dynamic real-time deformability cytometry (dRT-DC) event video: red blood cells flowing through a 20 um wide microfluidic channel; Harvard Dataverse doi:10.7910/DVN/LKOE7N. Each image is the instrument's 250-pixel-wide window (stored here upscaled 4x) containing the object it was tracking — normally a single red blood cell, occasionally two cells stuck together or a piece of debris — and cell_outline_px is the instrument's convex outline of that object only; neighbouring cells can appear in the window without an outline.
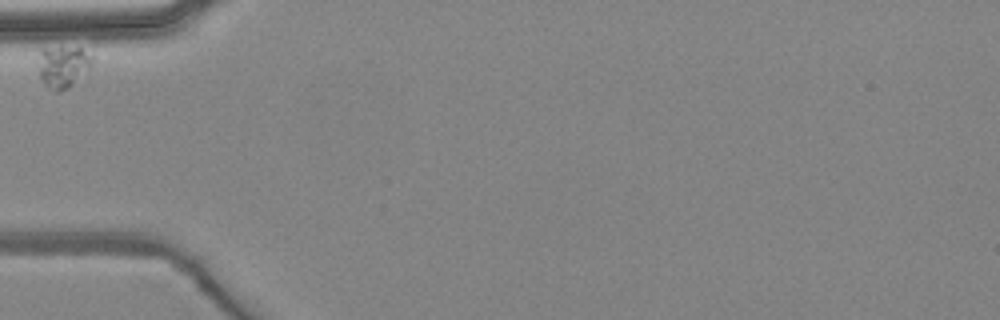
{"species": "common noctule bat (a hibernating species)", "species_latin": "Nyctalus noctula", "temperature_condition": "warm", "stored_images_in_passage": 5, "camera_frame_rate_fps": 3000, "um_per_image_px": 0.085, "animal": {"sex": "female", "body_mass_g": 24.6, "forearm_length_mm": 56.2}, "frame": {"image": 1, "passage_image": 1, "time_ms": 0.0, "image_size_px": [1000, 320], "cell_outline_px": [[92, 64], [88, 72], [68, 88], [60, 92], [56, 92], [48, 88], [44, 84], [40, 76], [40, 48], [80, 48], [92, 56]], "centroid_in_image_um": [5.38, 5.69], "position_along_channel_um": 79.6, "area_um2": 13.01}}
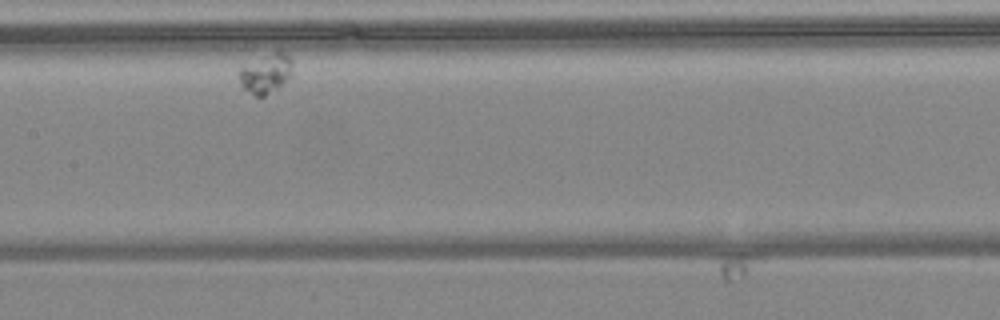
{"frame": {"image": 2, "passage_image": 4, "time_ms": 3.667, "image_size_px": [1000, 320], "cell_outline_px": [[292, 76], [276, 88], [264, 96], [256, 96], [244, 88], [236, 76], [236, 72], [240, 68], [276, 52], [280, 52], [288, 56], [292, 60]], "centroid_in_image_um": [22.58, 6.28], "position_along_channel_um": 184.8, "area_um2": 11.79}}
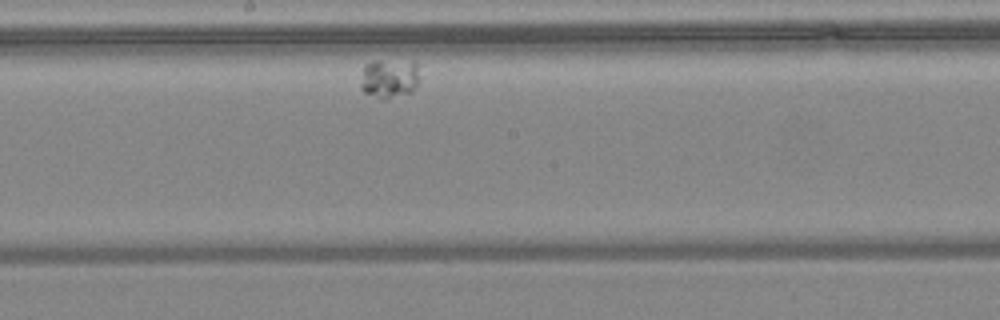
{"frame": {"image": 3, "passage_image": 5, "time_ms": 4.667, "image_size_px": [1000, 320], "cell_outline_px": [[420, 80], [412, 92], [384, 100], [380, 100], [364, 92], [360, 88], [360, 84], [364, 64], [372, 60], [412, 60], [416, 64], [420, 76]], "centroid_in_image_um": [33.09, 6.65], "position_along_channel_um": 215.1, "area_um2": 14.1}}